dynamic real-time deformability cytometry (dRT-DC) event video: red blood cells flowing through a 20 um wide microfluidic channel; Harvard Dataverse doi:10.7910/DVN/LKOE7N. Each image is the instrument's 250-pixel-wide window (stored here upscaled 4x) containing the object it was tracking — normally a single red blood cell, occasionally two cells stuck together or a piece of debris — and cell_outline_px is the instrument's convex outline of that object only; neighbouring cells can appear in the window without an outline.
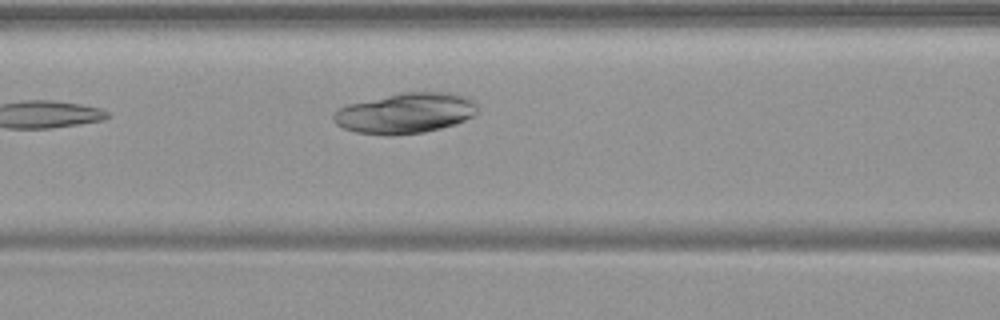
{"species": "common noctule bat (a hibernating species)", "species_latin": "Nyctalus noctula", "temperature_condition": "warm", "stored_images_in_passage": 5, "camera_frame_rate_fps": 3000, "um_per_image_px": 0.085, "animal": {"sex": "female", "body_mass_g": 19.9}, "frame": {"image": 1, "passage_image": 5, "time_ms": 5.667, "image_size_px": [1000, 320], "cell_outline_px": [[476, 112], [472, 116], [456, 124], [424, 132], [392, 136], [356, 132], [344, 128], [336, 124], [332, 120], [332, 112], [336, 108], [348, 104], [400, 92], [448, 92], [468, 96], [476, 104]], "centroid_in_image_um": [34.42, 9.61], "position_along_channel_um": 132.2, "area_um2": 34.22}}